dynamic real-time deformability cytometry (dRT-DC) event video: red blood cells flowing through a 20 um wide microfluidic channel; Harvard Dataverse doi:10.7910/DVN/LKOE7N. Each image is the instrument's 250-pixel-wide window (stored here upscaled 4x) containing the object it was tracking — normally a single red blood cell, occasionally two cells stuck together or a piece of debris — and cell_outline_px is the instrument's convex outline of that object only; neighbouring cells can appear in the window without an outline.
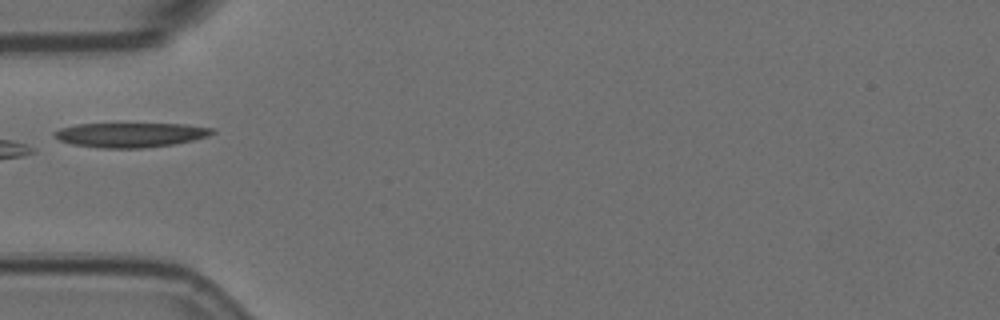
{"species": "Egyptian fruit bat (a non-hibernating species)", "species_latin": "Rousettus aegyptiacus", "temperature_condition": "room temperature", "stored_images_in_passage": 2, "camera_frame_rate_fps": 3000, "um_per_image_px": 0.085, "animal": {"sex": "female"}, "frame": {"image": 1, "passage_image": 2, "time_ms": 0.333, "image_size_px": [1000, 320], "cell_outline_px": [[216, 132], [208, 136], [192, 140], [172, 144], [144, 148], [100, 148], [72, 144], [60, 140], [52, 136], [52, 132], [60, 128], [76, 124], [184, 124], [216, 128]], "centroid_in_image_um": [11.08, 11.46], "position_along_channel_um": 73.9, "area_um2": 22.66}}